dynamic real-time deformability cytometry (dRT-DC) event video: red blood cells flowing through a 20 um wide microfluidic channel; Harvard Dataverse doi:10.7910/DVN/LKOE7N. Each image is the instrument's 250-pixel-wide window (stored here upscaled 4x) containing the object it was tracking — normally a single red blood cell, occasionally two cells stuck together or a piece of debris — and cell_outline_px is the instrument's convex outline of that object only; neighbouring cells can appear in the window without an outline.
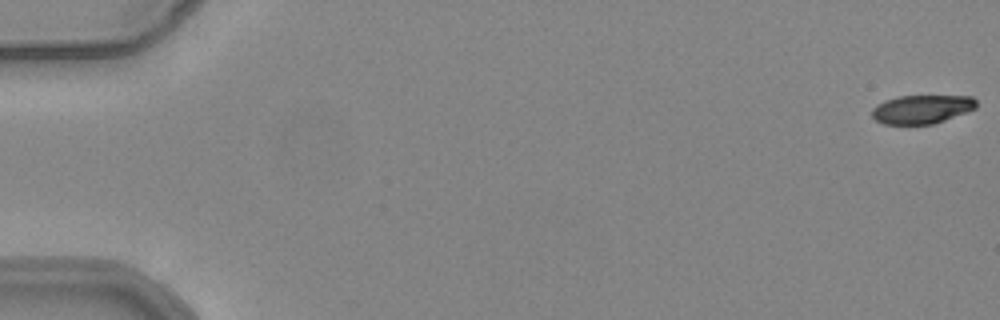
{"species": "common noctule bat (a hibernating species)", "species_latin": "Nyctalus noctula", "temperature_condition": "warm", "stored_images_in_passage": 54, "camera_frame_rate_fps": 3000, "um_per_image_px": 0.085, "animal": {"sex": "female", "body_mass_g": 24.6, "forearm_length_mm": 56.2}, "frame": {"image": 1, "passage_image": 1, "time_ms": 0.0, "image_size_px": [1000, 320], "cell_outline_px": [[976, 108], [944, 120], [932, 124], [884, 124], [876, 120], [872, 116], [872, 108], [876, 104], [884, 100], [900, 96], [972, 96], [976, 100]], "centroid_in_image_um": [78.32, 9.28], "position_along_channel_um": 6.7, "area_um2": 17.34}}
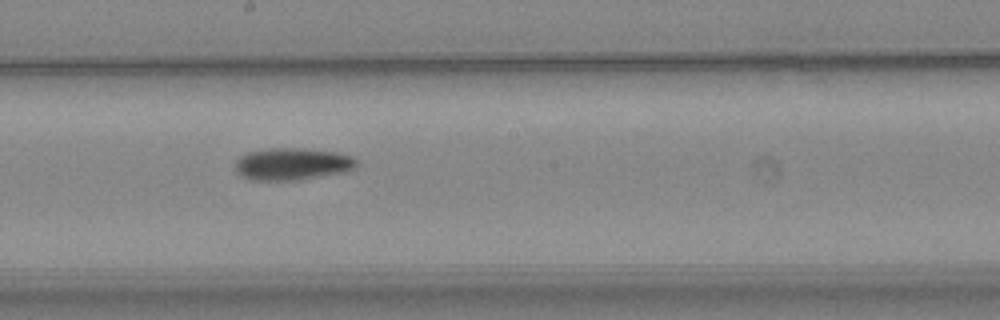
{"frame": {"image": 2, "passage_image": 31, "time_ms": 10.0, "image_size_px": [1000, 320], "cell_outline_px": [[356, 164], [352, 168], [340, 172], [300, 180], [252, 180], [240, 176], [236, 172], [236, 160], [240, 156], [248, 152], [272, 148], [304, 148], [336, 152], [348, 156], [356, 160]], "centroid_in_image_um": [24.76, 13.94], "position_along_channel_um": 223.4, "area_um2": 22.43}}
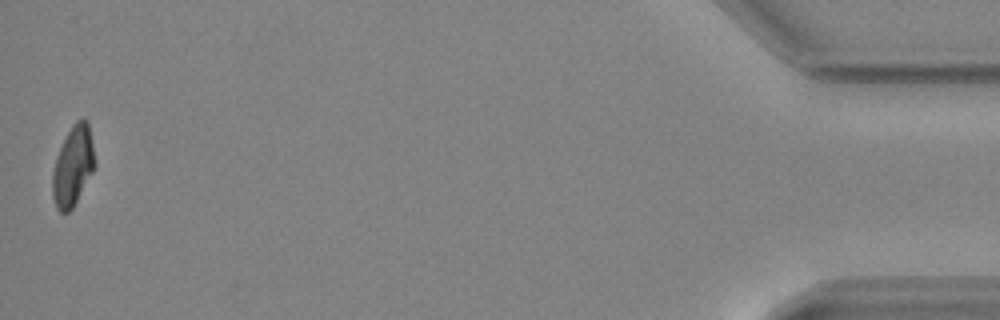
{"frame": {"image": 3, "passage_image": 54, "time_ms": 17.667, "image_size_px": [1000, 320], "cell_outline_px": [[96, 164], [92, 172], [72, 208], [68, 212], [60, 212], [56, 208], [52, 196], [52, 172], [56, 156], [72, 124], [76, 120], [88, 120]], "centroid_in_image_um": [6.19, 14.11], "position_along_channel_um": 429.0, "area_um2": 19.48}, "authors_computed_cell_mechanics": {"area_um2": 21.0681, "velocity_mm_per_s": 3.8922, "shape_relaxation_time_tau1_ms": 6.2025, "shape_relaxation_time_tau2_ms": null, "deformation_change_tau1": 0.1868, "deformation_change_tau2": null}}